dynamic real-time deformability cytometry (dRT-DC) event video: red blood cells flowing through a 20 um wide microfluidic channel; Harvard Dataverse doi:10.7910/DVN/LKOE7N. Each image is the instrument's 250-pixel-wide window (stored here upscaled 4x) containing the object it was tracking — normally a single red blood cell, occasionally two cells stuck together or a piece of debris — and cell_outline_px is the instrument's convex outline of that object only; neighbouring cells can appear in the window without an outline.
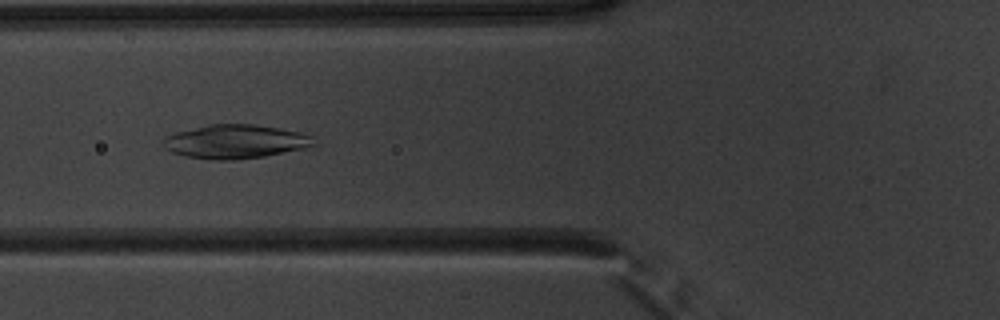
{"species": "common noctule bat (a hibernating species)", "species_latin": "Nyctalus noctula", "temperature_condition": "warm", "stored_images_in_passage": 52, "camera_frame_rate_fps": 3000, "um_per_image_px": 0.085, "animal": {"sex": "male", "body_mass_g": 20.1, "forearm_length_mm": 53.5}, "frame": {"image": 1, "passage_image": 21, "time_ms": 6.667, "image_size_px": [1000, 320], "cell_outline_px": [[316, 144], [308, 148], [264, 156], [236, 160], [212, 160], [184, 156], [172, 152], [164, 148], [160, 140], [164, 136], [176, 132], [208, 124], [256, 124], [304, 132], [312, 136]], "centroid_in_image_um": [20.0, 12.03], "position_along_channel_um": 105.8, "area_um2": 30.23}}
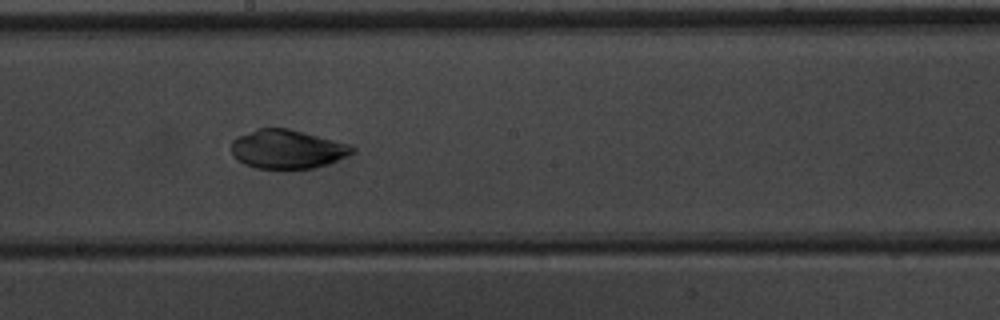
{"frame": {"image": 2, "passage_image": 30, "time_ms": 9.667, "image_size_px": [1000, 320], "cell_outline_px": [[356, 152], [348, 156], [328, 164], [312, 168], [256, 168], [244, 164], [232, 152], [232, 140], [236, 136], [256, 128], [288, 128], [352, 144], [356, 148]], "centroid_in_image_um": [24.47, 12.66], "position_along_channel_um": 223.7, "area_um2": 27.51}}
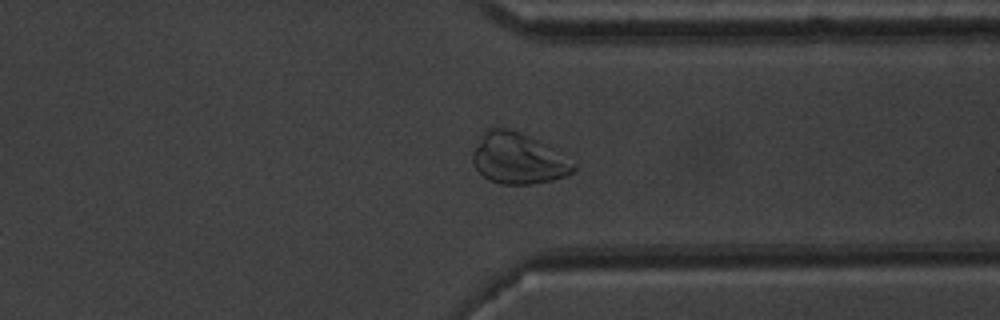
{"frame": {"image": 3, "passage_image": 41, "time_ms": 13.333, "image_size_px": [1000, 320], "cell_outline_px": [[576, 168], [572, 172], [564, 176], [552, 180], [532, 184], [500, 184], [488, 180], [472, 164], [472, 152], [484, 128], [508, 128], [548, 144], [576, 164]], "centroid_in_image_um": [44.02, 13.46], "position_along_channel_um": 367.4, "area_um2": 30.11}}